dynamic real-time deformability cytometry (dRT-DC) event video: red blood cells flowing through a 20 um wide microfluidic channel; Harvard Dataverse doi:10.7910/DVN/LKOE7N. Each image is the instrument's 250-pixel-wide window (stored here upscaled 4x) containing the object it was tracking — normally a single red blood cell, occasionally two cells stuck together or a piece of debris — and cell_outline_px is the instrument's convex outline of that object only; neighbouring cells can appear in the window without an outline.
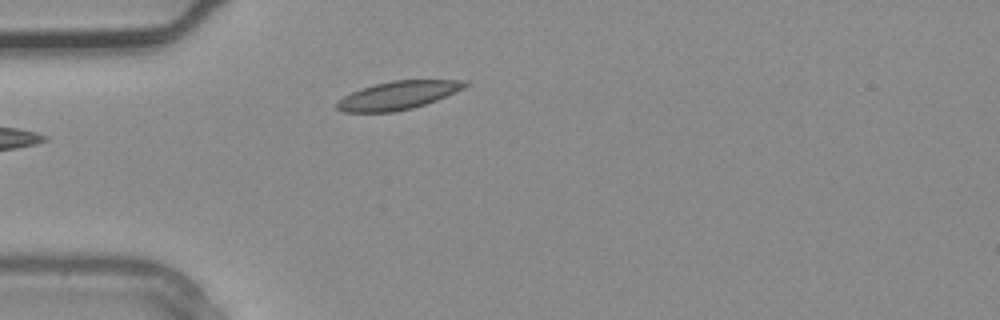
{"species": "common noctule bat (a hibernating species)", "species_latin": "Nyctalus noctula", "temperature_condition": "warm", "stored_images_in_passage": 4, "camera_frame_rate_fps": 3000, "um_per_image_px": 0.085, "animal": {"sex": "male", "body_mass_g": 20.4}, "frame": {"image": 1, "passage_image": 4, "time_ms": 1.0, "image_size_px": [1000, 320], "cell_outline_px": [[468, 84], [464, 88], [436, 100], [412, 108], [396, 112], [344, 112], [336, 108], [336, 104], [344, 96], [352, 92], [376, 84], [392, 80], [468, 80]], "centroid_in_image_um": [33.85, 8.1], "position_along_channel_um": 51.2, "area_um2": 20.81}}